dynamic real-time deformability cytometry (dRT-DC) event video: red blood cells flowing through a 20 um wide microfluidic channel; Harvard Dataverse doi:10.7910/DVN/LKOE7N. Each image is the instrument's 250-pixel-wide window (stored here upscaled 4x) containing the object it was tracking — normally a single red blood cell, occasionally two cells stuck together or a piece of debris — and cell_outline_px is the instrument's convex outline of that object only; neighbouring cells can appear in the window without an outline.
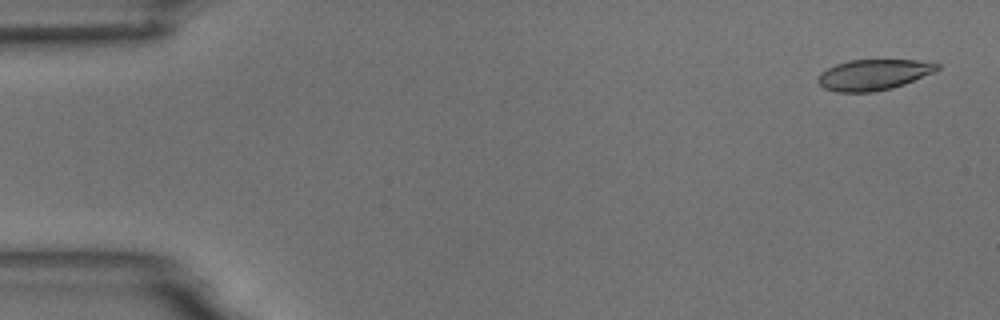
{"species": "common noctule bat (a hibernating species)", "species_latin": "Nyctalus noctula", "temperature_condition": "room temperature", "stored_images_in_passage": 55, "camera_frame_rate_fps": 3000, "um_per_image_px": 0.085, "animal": {"sex": "male", "body_mass_g": 18.8}, "frame": {"image": 1, "passage_image": 2, "time_ms": 0.333, "image_size_px": [1000, 320], "cell_outline_px": [[940, 68], [936, 72], [904, 84], [892, 88], [876, 92], [836, 92], [824, 88], [816, 80], [816, 76], [820, 72], [836, 64], [848, 60], [916, 60], [940, 64]], "centroid_in_image_um": [74.24, 6.35], "position_along_channel_um": 10.8, "area_um2": 21.56}}
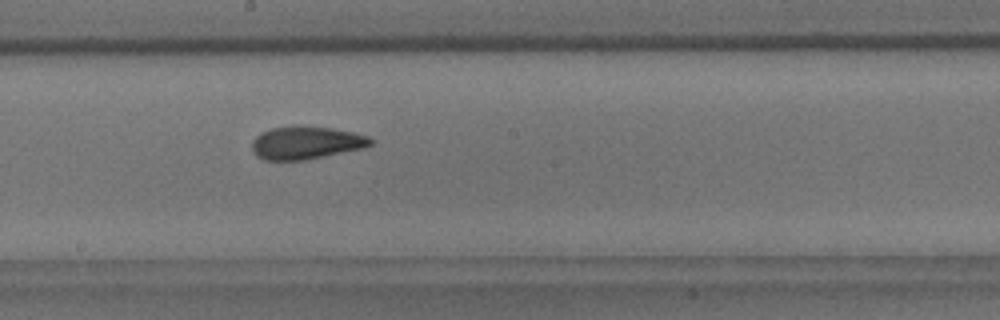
{"frame": {"image": 2, "passage_image": 30, "time_ms": 9.667, "image_size_px": [1000, 320], "cell_outline_px": [[372, 144], [364, 148], [304, 160], [264, 160], [256, 156], [252, 152], [252, 140], [260, 132], [272, 128], [300, 124], [332, 128], [352, 132], [368, 136], [372, 140]], "centroid_in_image_um": [25.97, 12.12], "position_along_channel_um": 222.2, "area_um2": 23.0}}
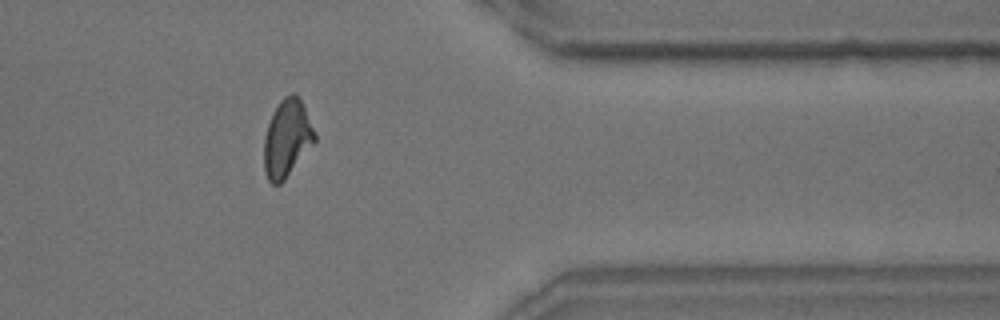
{"frame": {"image": 3, "passage_image": 45, "time_ms": 14.667, "image_size_px": [1000, 320], "cell_outline_px": [[316, 140], [284, 180], [280, 184], [272, 184], [268, 180], [264, 172], [264, 136], [272, 112], [280, 100], [284, 96], [292, 92], [296, 92], [304, 108], [316, 136]], "centroid_in_image_um": [24.36, 11.75], "position_along_channel_um": 387.0, "area_um2": 22.66}, "authors_computed_cell_mechanics": {"area_um2": 22.6576, "velocity_mm_per_s": 3.6192, "shape_relaxation_time_tau1_ms": 5.7466, "shape_relaxation_time_tau2_ms": 2.0802, "deformation_change_tau1": 0.1654, "deformation_change_tau2": 0.091}}